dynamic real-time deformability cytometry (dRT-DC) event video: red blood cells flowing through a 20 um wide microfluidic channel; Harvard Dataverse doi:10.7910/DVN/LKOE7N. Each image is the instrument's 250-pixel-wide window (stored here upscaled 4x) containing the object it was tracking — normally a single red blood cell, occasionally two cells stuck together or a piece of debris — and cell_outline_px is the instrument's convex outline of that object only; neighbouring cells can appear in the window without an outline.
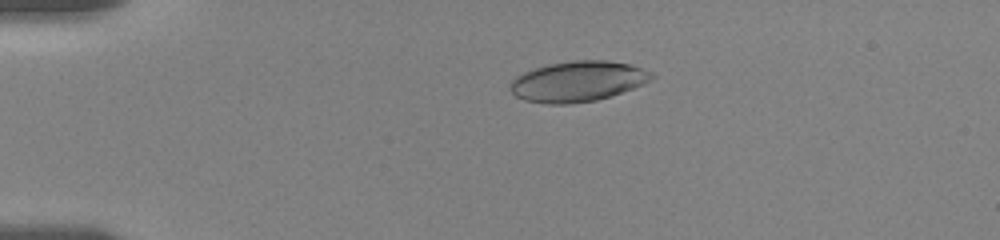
{"species": "human", "species_latin": "Homo sapiens", "temperature_condition": "room temperature", "stored_images_in_passage": 13, "camera_frame_rate_fps": 3000, "um_per_image_px": 0.085, "donor": {"sex": "female"}, "frame": {"image": 1, "passage_image": 6, "time_ms": 4.0, "image_size_px": [1000, 240], "cell_outline_px": [[656, 76], [652, 80], [644, 84], [596, 100], [568, 104], [544, 104], [524, 100], [516, 96], [508, 88], [508, 84], [516, 76], [524, 72], [548, 64], [572, 60], [608, 60], [632, 64], [652, 72]], "centroid_in_image_um": [49.11, 6.91], "position_along_channel_um": 35.9, "area_um2": 33.52}}
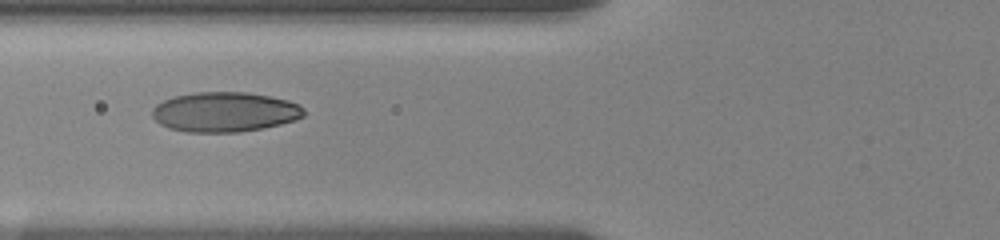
{"frame": {"image": 2, "passage_image": 9, "time_ms": 7.333, "image_size_px": [1000, 240], "cell_outline_px": [[304, 116], [296, 120], [264, 128], [240, 132], [184, 132], [168, 128], [160, 124], [152, 116], [152, 108], [156, 104], [164, 100], [176, 96], [196, 92], [244, 92], [268, 96], [288, 100], [300, 104], [304, 108]], "centroid_in_image_um": [19.11, 9.52], "position_along_channel_um": 106.7, "area_um2": 35.37}}
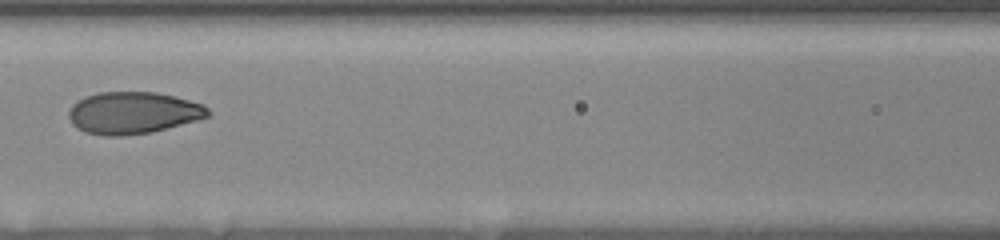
{"frame": {"image": 3, "passage_image": 11, "time_ms": 8.667, "image_size_px": [1000, 240], "cell_outline_px": [[212, 112], [208, 116], [196, 120], [152, 132], [120, 136], [104, 136], [84, 132], [76, 128], [72, 124], [68, 116], [68, 108], [76, 100], [84, 96], [96, 92], [156, 92], [204, 104]], "centroid_in_image_um": [11.25, 9.59], "position_along_channel_um": 155.4, "area_um2": 34.33}}